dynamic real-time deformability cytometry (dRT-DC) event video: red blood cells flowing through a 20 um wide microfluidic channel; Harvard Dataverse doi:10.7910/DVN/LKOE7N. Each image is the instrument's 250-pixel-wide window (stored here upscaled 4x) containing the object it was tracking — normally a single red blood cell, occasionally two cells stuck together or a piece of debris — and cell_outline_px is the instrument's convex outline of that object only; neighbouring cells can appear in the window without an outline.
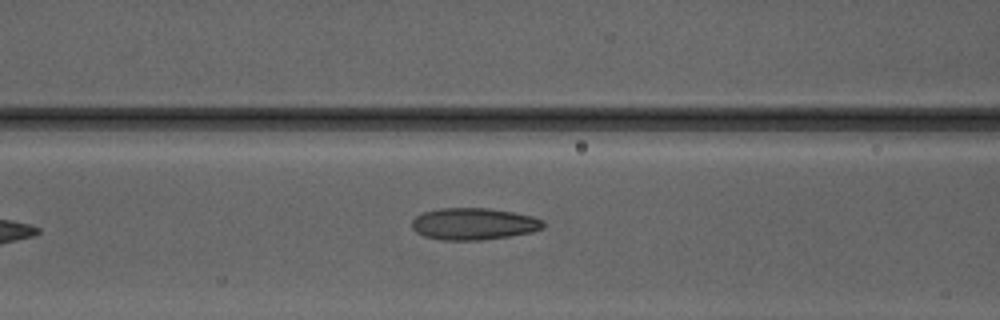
{"species": "Egyptian fruit bat (a non-hibernating species)", "species_latin": "Rousettus aegyptiacus", "temperature_condition": "warm", "stored_images_in_passage": 6, "camera_frame_rate_fps": 3000, "um_per_image_px": 0.085, "animal": {"sex": "male"}, "frame": {"image": 1, "passage_image": 6, "time_ms": 7.0, "image_size_px": [1000, 320], "cell_outline_px": [[544, 228], [532, 232], [508, 236], [480, 240], [444, 240], [424, 236], [416, 232], [412, 228], [412, 220], [416, 216], [424, 212], [440, 208], [488, 208], [512, 212], [532, 216], [544, 220]], "centroid_in_image_um": [40.27, 19.03], "position_along_channel_um": 126.3, "area_um2": 24.33}}